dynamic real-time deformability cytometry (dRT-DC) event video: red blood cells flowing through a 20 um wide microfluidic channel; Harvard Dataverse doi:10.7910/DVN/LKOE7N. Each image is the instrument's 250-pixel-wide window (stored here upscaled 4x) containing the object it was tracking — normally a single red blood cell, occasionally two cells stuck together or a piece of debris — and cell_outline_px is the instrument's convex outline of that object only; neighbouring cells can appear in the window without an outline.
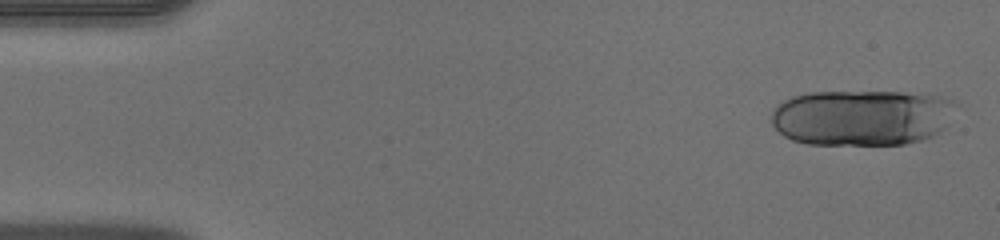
{"species": "human", "species_latin": "Homo sapiens", "temperature_condition": "warm", "stored_images_in_passage": 13, "camera_frame_rate_fps": 3000, "um_per_image_px": 0.085, "donor": {"sex": "male"}, "frame": {"image": 1, "passage_image": 1, "time_ms": 0.0, "image_size_px": [1000, 240], "cell_outline_px": [[956, 100], [948, 124], [940, 132], [924, 140], [904, 144], [808, 144], [792, 140], [784, 136], [772, 124], [772, 112], [776, 104], [792, 96], [808, 92], [940, 92]], "centroid_in_image_um": [73.33, 9.96], "position_along_channel_um": 11.7, "area_um2": 61.27}}